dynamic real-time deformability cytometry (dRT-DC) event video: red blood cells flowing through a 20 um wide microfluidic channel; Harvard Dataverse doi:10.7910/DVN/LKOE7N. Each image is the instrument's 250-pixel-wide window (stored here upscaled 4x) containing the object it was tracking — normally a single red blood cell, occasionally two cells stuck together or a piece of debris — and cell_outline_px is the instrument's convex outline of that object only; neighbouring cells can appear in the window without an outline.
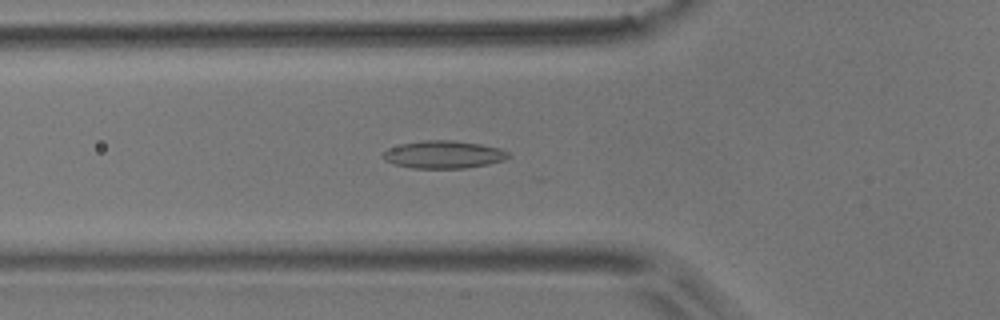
{"species": "common noctule bat (a hibernating species)", "species_latin": "Nyctalus noctula", "temperature_condition": "room temperature", "stored_images_in_passage": 24, "camera_frame_rate_fps": 3000, "um_per_image_px": 0.085, "animal": {"sex": "male", "body_mass_g": 17.9}, "frame": {"image": 1, "passage_image": 16, "time_ms": 5.0, "image_size_px": [1000, 320], "cell_outline_px": [[512, 156], [504, 160], [488, 164], [464, 168], [412, 168], [392, 164], [384, 160], [380, 156], [388, 148], [404, 144], [424, 140], [452, 140], [480, 144], [500, 148], [508, 152]], "centroid_in_image_um": [37.7, 13.14], "position_along_channel_um": 88.1, "area_um2": 20.23}}
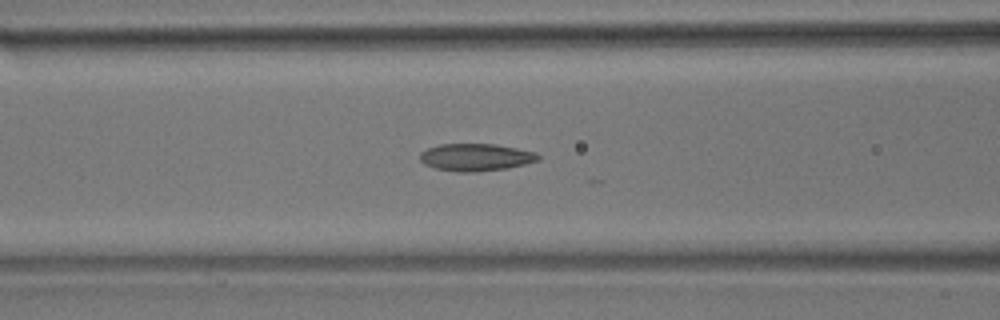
{"frame": {"image": 2, "passage_image": 19, "time_ms": 6.0, "image_size_px": [1000, 320], "cell_outline_px": [[540, 160], [508, 168], [472, 172], [456, 172], [436, 168], [424, 164], [420, 160], [420, 152], [428, 148], [440, 144], [496, 144], [536, 152], [540, 156]], "centroid_in_image_um": [40.44, 13.36], "position_along_channel_um": 126.2, "area_um2": 18.84}}
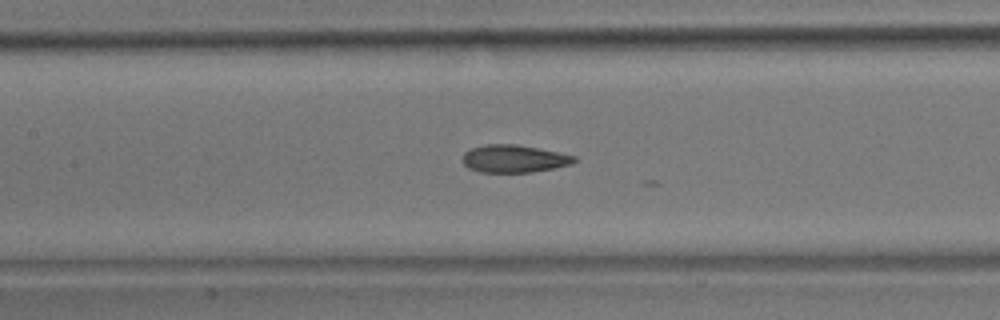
{"frame": {"image": 3, "passage_image": 22, "time_ms": 7.0, "image_size_px": [1000, 320], "cell_outline_px": [[576, 160], [572, 164], [532, 172], [480, 172], [468, 168], [460, 160], [464, 152], [472, 148], [484, 144], [516, 144], [576, 156]], "centroid_in_image_um": [43.63, 13.49], "position_along_channel_um": 163.8, "area_um2": 17.92}}